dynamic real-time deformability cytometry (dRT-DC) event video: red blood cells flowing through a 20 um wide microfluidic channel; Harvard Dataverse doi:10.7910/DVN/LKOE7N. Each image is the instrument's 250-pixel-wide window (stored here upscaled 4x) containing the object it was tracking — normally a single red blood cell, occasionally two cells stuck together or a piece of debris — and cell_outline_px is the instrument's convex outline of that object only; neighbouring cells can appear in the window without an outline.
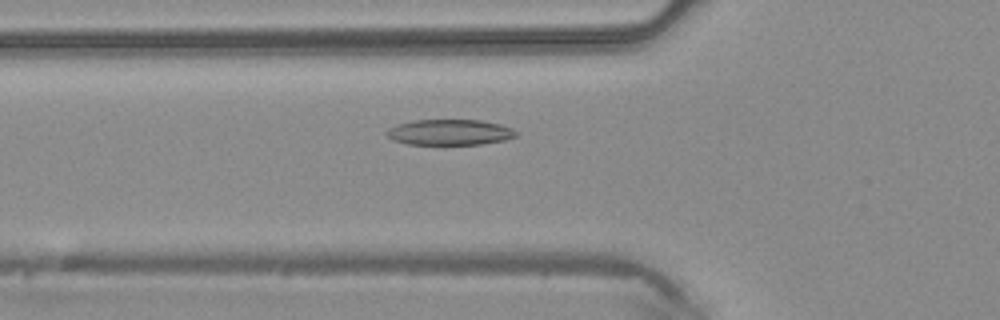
{"species": "common noctule bat (a hibernating species)", "species_latin": "Nyctalus noctula", "temperature_condition": "warm", "stored_images_in_passage": 35, "camera_frame_rate_fps": 3000, "um_per_image_px": 0.085, "animal": {"sex": "male", "body_mass_g": 20.4}, "frame": {"image": 1, "passage_image": 6, "time_ms": 1.667, "image_size_px": [1000, 320], "cell_outline_px": [[520, 132], [516, 136], [504, 140], [484, 144], [408, 144], [392, 140], [384, 132], [388, 128], [396, 124], [412, 120], [480, 120], [500, 124], [512, 128]], "centroid_in_image_um": [38.22, 11.24], "position_along_channel_um": 87.6, "area_um2": 19.54}}
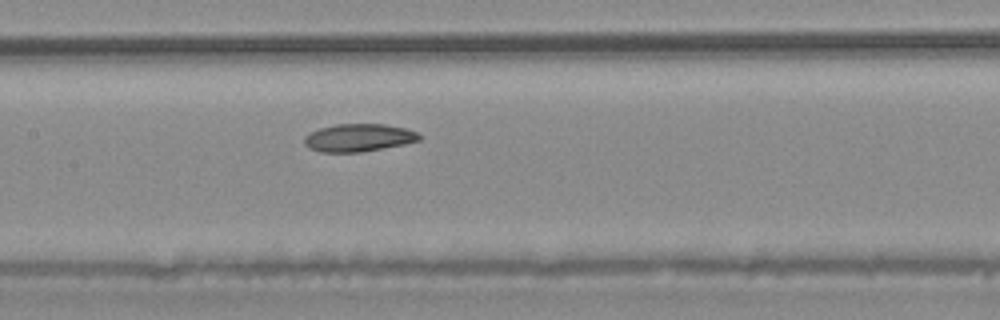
{"frame": {"image": 2, "passage_image": 12, "time_ms": 3.667, "image_size_px": [1000, 320], "cell_outline_px": [[420, 140], [404, 144], [360, 152], [320, 152], [308, 148], [304, 144], [304, 136], [320, 128], [336, 124], [384, 124], [404, 128], [416, 132], [420, 136]], "centroid_in_image_um": [30.44, 11.71], "position_along_channel_um": 177.0, "area_um2": 18.44}}
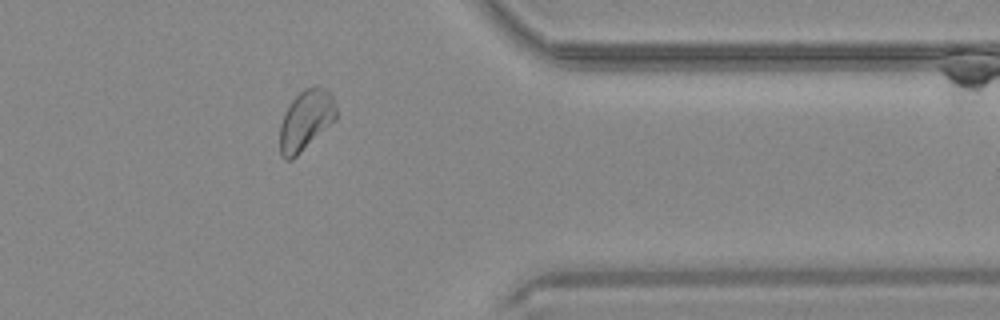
{"frame": {"image": 3, "passage_image": 27, "time_ms": 8.667, "image_size_px": [1000, 320], "cell_outline_px": [[336, 120], [292, 160], [284, 160], [280, 156], [280, 124], [292, 100], [304, 88], [316, 84], [324, 88], [332, 96], [336, 108]], "centroid_in_image_um": [26.0, 10.23], "position_along_channel_um": 385.4, "area_um2": 19.77}}